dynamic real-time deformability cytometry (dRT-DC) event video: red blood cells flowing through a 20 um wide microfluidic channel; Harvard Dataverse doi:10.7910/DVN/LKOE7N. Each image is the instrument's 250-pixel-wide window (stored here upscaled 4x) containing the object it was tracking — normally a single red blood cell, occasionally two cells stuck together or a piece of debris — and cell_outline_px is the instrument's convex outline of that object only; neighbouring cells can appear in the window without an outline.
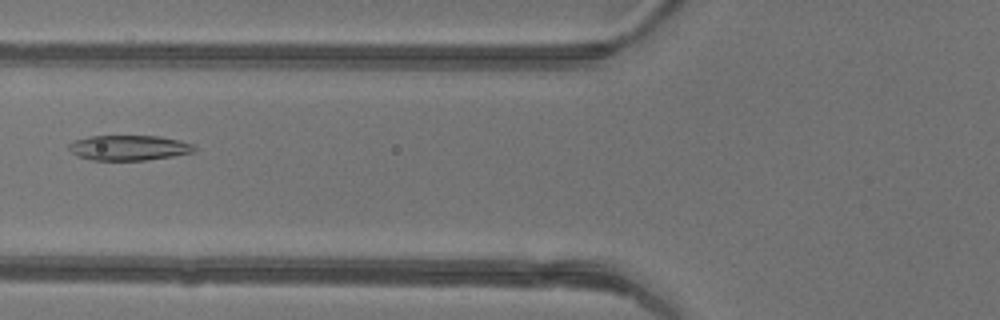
{"species": "common noctule bat (a hibernating species)", "species_latin": "Nyctalus noctula", "temperature_condition": "warm", "stored_images_in_passage": 43, "camera_frame_rate_fps": 3000, "um_per_image_px": 0.085, "animal": {"sex": "female"}, "frame": {"image": 1, "passage_image": 15, "time_ms": 4.667, "image_size_px": [1000, 320], "cell_outline_px": [[196, 148], [192, 152], [172, 156], [144, 160], [92, 160], [76, 156], [68, 148], [68, 144], [76, 140], [92, 136], [160, 136], [180, 140], [196, 144]], "centroid_in_image_um": [10.97, 12.56], "position_along_channel_um": 114.8, "area_um2": 18.38}}
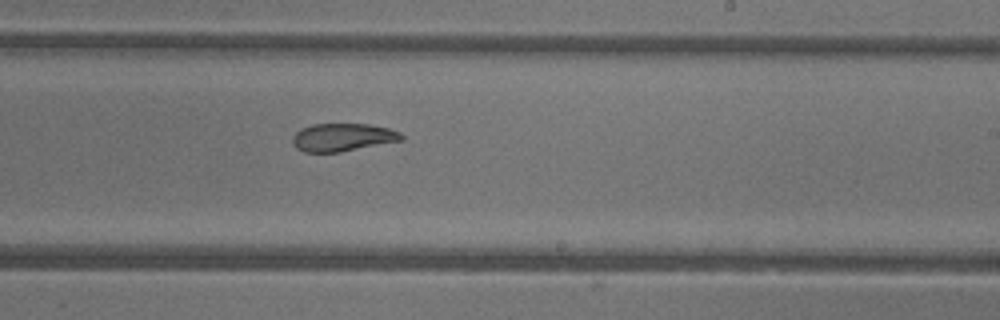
{"frame": {"image": 2, "passage_image": 25, "time_ms": 8.0, "image_size_px": [1000, 320], "cell_outline_px": [[404, 140], [340, 152], [304, 152], [296, 148], [292, 144], [292, 136], [300, 128], [312, 124], [368, 124], [388, 128], [400, 132], [404, 136]], "centroid_in_image_um": [29.11, 11.67], "position_along_channel_um": 259.9, "area_um2": 17.86}}
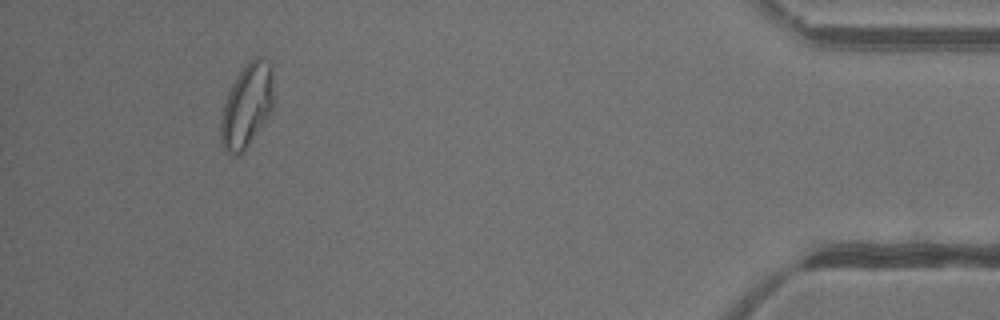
{"frame": {"image": 3, "passage_image": 40, "time_ms": 13.0, "image_size_px": [1000, 320], "cell_outline_px": [[272, 108], [248, 144], [236, 156], [232, 156], [224, 152], [220, 140], [220, 120], [224, 104], [228, 92], [232, 84], [248, 60], [256, 56], [268, 60], [272, 68]], "centroid_in_image_um": [20.94, 8.96], "position_along_channel_um": 414.3, "area_um2": 25.32}, "authors_computed_cell_mechanics": {"area_um2": 21.2126, "velocity_mm_per_s": 4.3518, "shape_relaxation_time_tau1_ms": 9.8366, "shape_relaxation_time_tau2_ms": 2.1165, "deformation_change_tau1": 0.2502, "deformation_change_tau2": 0.0717}}